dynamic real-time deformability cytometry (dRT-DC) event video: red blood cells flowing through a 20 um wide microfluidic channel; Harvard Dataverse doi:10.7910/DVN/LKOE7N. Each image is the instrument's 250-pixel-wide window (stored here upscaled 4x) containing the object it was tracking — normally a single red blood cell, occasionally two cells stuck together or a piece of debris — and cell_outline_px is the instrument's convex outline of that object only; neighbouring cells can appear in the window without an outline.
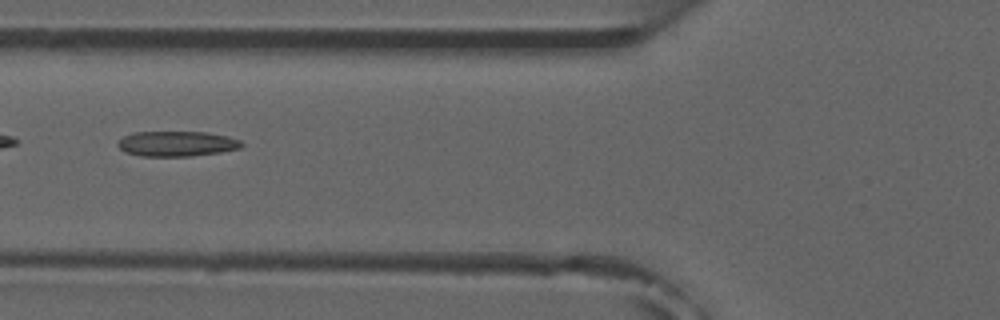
{"species": "common noctule bat (a hibernating species)", "species_latin": "Nyctalus noctula", "temperature_condition": "room temperature", "stored_images_in_passage": 6, "camera_frame_rate_fps": 3000, "um_per_image_px": 0.085, "animal": {"sex": "male", "forearm_length_mm": 52.5}, "frame": {"image": 1, "passage_image": 6, "time_ms": 5.667, "image_size_px": [1000, 320], "cell_outline_px": [[244, 144], [240, 148], [220, 152], [192, 156], [140, 156], [124, 152], [116, 144], [124, 136], [132, 132], [208, 132], [228, 136], [240, 140]], "centroid_in_image_um": [15.03, 12.21], "position_along_channel_um": 110.8, "area_um2": 18.26}}